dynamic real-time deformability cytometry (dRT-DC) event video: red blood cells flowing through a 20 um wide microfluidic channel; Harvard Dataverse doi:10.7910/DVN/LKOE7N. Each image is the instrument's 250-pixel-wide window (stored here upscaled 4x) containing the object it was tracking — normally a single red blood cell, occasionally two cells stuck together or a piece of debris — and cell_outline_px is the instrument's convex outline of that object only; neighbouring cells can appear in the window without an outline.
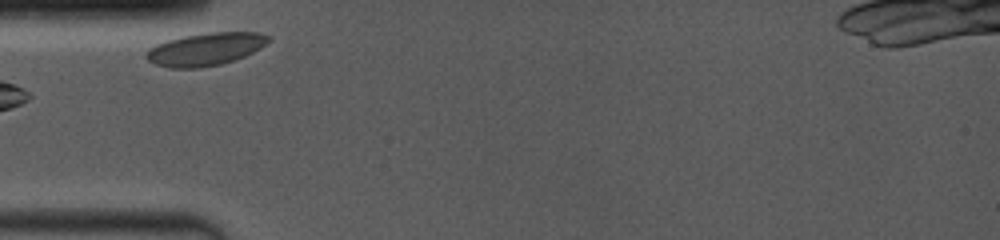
{"species": "common noctule bat (a hibernating species)", "species_latin": "Nyctalus noctula", "temperature_condition": "room temperature", "stored_images_in_passage": 27, "camera_frame_rate_fps": 4000, "um_per_image_px": 0.085, "animal": {"sex": "female", "body_mass_g": 19.0, "forearm_length_mm": 53.3}, "frame": {"image": 1, "passage_image": 1, "time_ms": 0.0, "image_size_px": [1000, 240], "cell_outline_px": [[272, 36], [260, 48], [244, 56], [220, 64], [200, 68], [172, 68], [156, 64], [148, 60], [148, 48], [156, 44], [168, 40], [184, 36], [212, 32], [260, 32]], "centroid_in_image_um": [17.48, 4.17], "position_along_channel_um": 67.5, "area_um2": 22.95}}
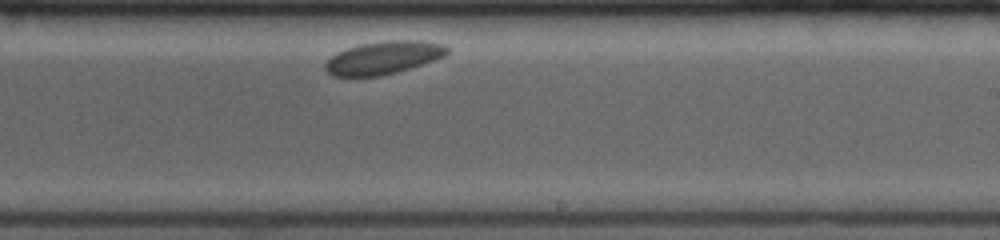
{"frame": {"image": 2, "passage_image": 18, "time_ms": 5.5, "image_size_px": [1000, 240], "cell_outline_px": [[448, 52], [444, 56], [396, 72], [380, 76], [332, 76], [324, 68], [324, 64], [332, 56], [348, 48], [360, 44], [388, 40], [420, 40], [444, 44], [448, 48]], "centroid_in_image_um": [32.59, 4.89], "position_along_channel_um": 256.4, "area_um2": 23.0}}
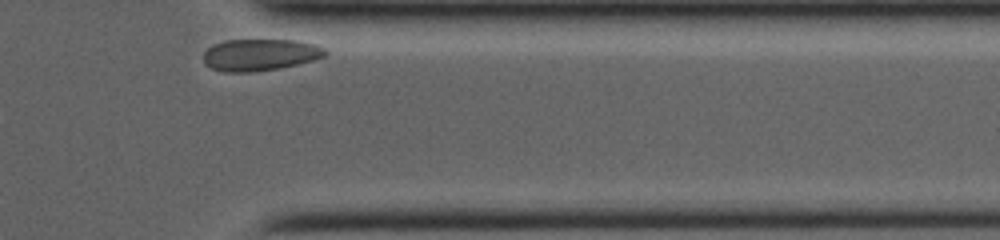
{"frame": {"image": 3, "passage_image": 27, "time_ms": 9.25, "image_size_px": [1000, 240], "cell_outline_px": [[328, 52], [324, 56], [312, 60], [280, 68], [248, 72], [224, 72], [212, 68], [204, 60], [204, 52], [212, 44], [224, 40], [300, 40], [316, 44], [324, 48]], "centroid_in_image_um": [22.11, 4.64], "position_along_channel_um": 389.3, "area_um2": 22.48}}